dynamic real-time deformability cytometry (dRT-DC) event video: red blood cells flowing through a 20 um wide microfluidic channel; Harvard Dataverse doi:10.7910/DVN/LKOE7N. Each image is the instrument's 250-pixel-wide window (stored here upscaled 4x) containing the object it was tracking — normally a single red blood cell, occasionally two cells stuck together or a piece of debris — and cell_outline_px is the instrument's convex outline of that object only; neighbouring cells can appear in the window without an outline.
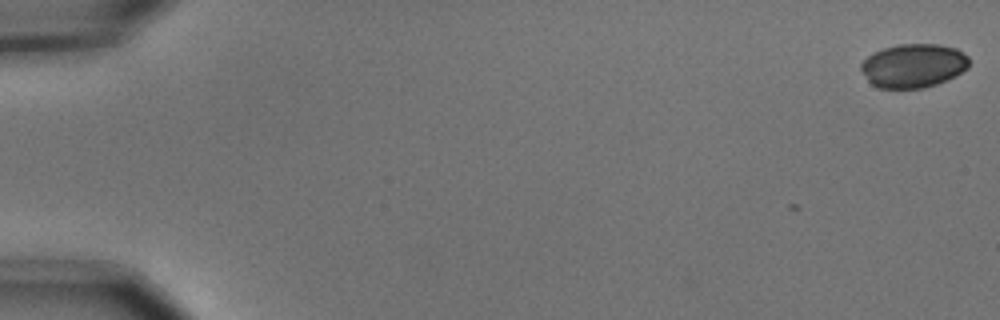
{"species": "common noctule bat (a hibernating species)", "species_latin": "Nyctalus noctula", "temperature_condition": "cold", "stored_images_in_passage": 4, "camera_frame_rate_fps": 3000, "um_per_image_px": 0.085, "animal": {"sex": "male", "body_mass_g": 15.6}, "frame": {"image": 1, "passage_image": 1, "time_ms": 0.0, "image_size_px": [1000, 320], "cell_outline_px": [[968, 68], [948, 80], [924, 88], [876, 88], [868, 80], [860, 68], [860, 64], [868, 56], [884, 48], [896, 44], [940, 44], [956, 48], [968, 56]], "centroid_in_image_um": [77.65, 5.58], "position_along_channel_um": 7.4, "area_um2": 27.63}}